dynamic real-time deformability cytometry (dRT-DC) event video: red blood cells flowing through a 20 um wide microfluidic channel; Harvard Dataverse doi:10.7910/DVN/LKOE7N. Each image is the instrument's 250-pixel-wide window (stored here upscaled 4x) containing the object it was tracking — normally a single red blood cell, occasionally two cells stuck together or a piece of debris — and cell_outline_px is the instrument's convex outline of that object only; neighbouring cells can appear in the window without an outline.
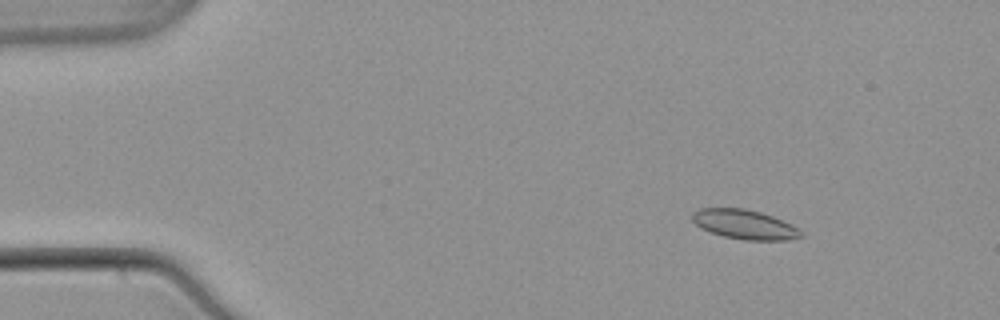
{"species": "common noctule bat (a hibernating species)", "species_latin": "Nyctalus noctula", "temperature_condition": "warm", "stored_images_in_passage": 56, "segment_of_instrument_passage": [1, 2], "camera_frame_rate_fps": 3000, "um_per_image_px": 0.085, "animal": {"sex": "male", "body_mass_g": 21.5, "forearm_length_mm": 52.0}, "frame": {"image": 1, "passage_image": 8, "time_ms": 2.333, "image_size_px": [1000, 320], "cell_outline_px": [[804, 236], [788, 240], [744, 240], [724, 236], [700, 228], [692, 220], [692, 212], [700, 208], [744, 208], [760, 212], [772, 216], [792, 224], [800, 228], [804, 232]], "centroid_in_image_um": [63.33, 19.08], "position_along_channel_um": 21.7, "area_um2": 18.79}}
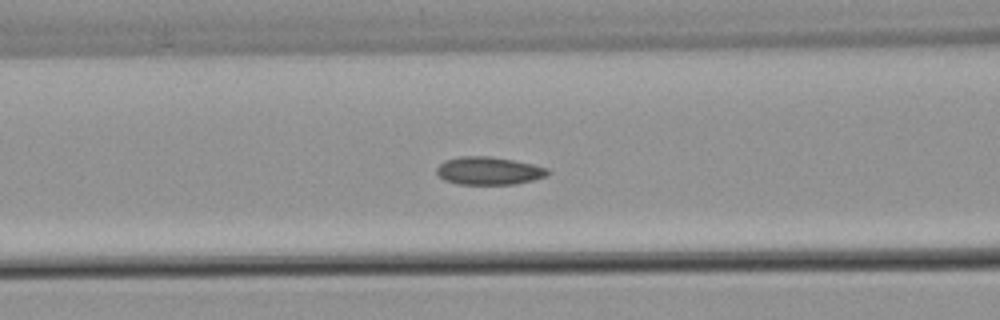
{"frame": {"image": 2, "passage_image": 23, "time_ms": 7.333, "image_size_px": [1000, 320], "cell_outline_px": [[552, 172], [548, 176], [516, 184], [456, 184], [444, 180], [436, 172], [436, 168], [444, 160], [460, 156], [492, 156], [532, 164], [548, 168]], "centroid_in_image_um": [41.56, 14.51], "position_along_channel_um": 125.0, "area_um2": 18.21}}
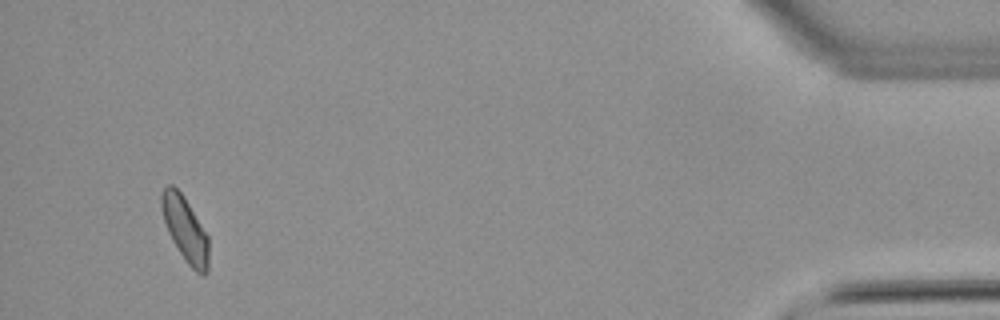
{"frame": {"image": 3, "passage_image": 52, "time_ms": 17.0, "image_size_px": [1000, 320], "cell_outline_px": [[208, 272], [204, 276], [196, 272], [188, 264], [172, 240], [168, 232], [164, 220], [160, 204], [160, 196], [164, 188], [168, 184], [172, 184], [180, 192], [188, 204], [208, 236]], "centroid_in_image_um": [15.73, 19.49], "position_along_channel_um": 419.5, "area_um2": 17.51}}